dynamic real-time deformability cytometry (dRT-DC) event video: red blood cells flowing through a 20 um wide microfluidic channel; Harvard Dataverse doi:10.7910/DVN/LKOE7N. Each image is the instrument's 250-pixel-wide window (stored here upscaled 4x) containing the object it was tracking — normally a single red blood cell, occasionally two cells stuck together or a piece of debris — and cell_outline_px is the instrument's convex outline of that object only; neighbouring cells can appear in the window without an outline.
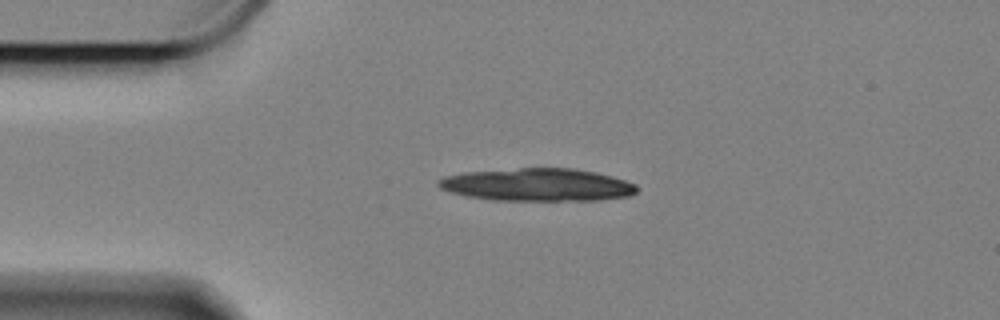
{"species": "Egyptian fruit bat (a non-hibernating species)", "species_latin": "Rousettus aegyptiacus", "temperature_condition": "cold", "stored_images_in_passage": 28, "camera_frame_rate_fps": 3000, "um_per_image_px": 0.085, "animal": {"sex": "female"}, "frame": {"image": 1, "passage_image": 9, "time_ms": 2.667, "image_size_px": [1000, 320], "cell_outline_px": [[640, 188], [636, 192], [628, 196], [600, 200], [492, 200], [468, 196], [452, 192], [440, 188], [436, 184], [436, 180], [444, 176], [464, 172], [520, 168], [576, 168], [596, 172], [612, 176], [636, 184]], "centroid_in_image_um": [45.69, 15.7], "position_along_channel_um": 39.3, "area_um2": 37.97}}